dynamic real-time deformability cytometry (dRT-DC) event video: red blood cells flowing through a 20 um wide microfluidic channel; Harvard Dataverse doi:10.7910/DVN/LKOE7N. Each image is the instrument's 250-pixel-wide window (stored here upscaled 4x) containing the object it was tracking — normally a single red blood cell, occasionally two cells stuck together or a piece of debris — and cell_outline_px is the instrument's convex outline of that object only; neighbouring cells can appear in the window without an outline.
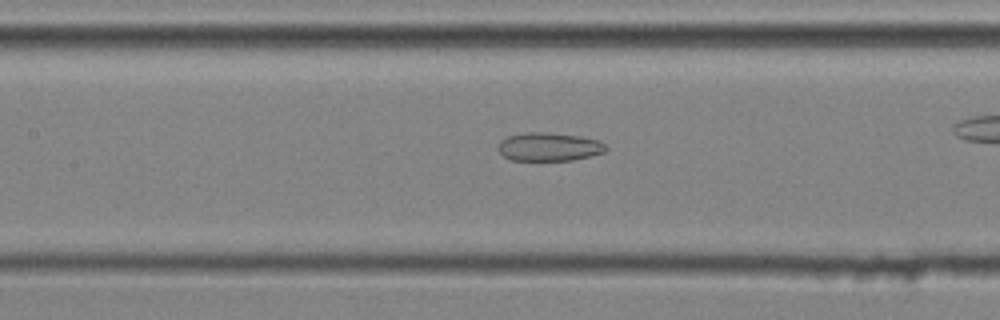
{"species": "common noctule bat (a hibernating species)", "species_latin": "Nyctalus noctula", "temperature_condition": "cold", "stored_images_in_passage": 38, "camera_frame_rate_fps": 3000, "um_per_image_px": 0.085, "animal": {"sex": "male", "body_mass_g": 20.4}, "frame": {"image": 1, "passage_image": 22, "time_ms": 7.0, "image_size_px": [1000, 320], "cell_outline_px": [[608, 148], [604, 152], [572, 160], [512, 160], [504, 156], [496, 148], [500, 140], [508, 136], [524, 132], [548, 132], [580, 136], [600, 140]], "centroid_in_image_um": [46.64, 12.46], "position_along_channel_um": 160.8, "area_um2": 17.92}}